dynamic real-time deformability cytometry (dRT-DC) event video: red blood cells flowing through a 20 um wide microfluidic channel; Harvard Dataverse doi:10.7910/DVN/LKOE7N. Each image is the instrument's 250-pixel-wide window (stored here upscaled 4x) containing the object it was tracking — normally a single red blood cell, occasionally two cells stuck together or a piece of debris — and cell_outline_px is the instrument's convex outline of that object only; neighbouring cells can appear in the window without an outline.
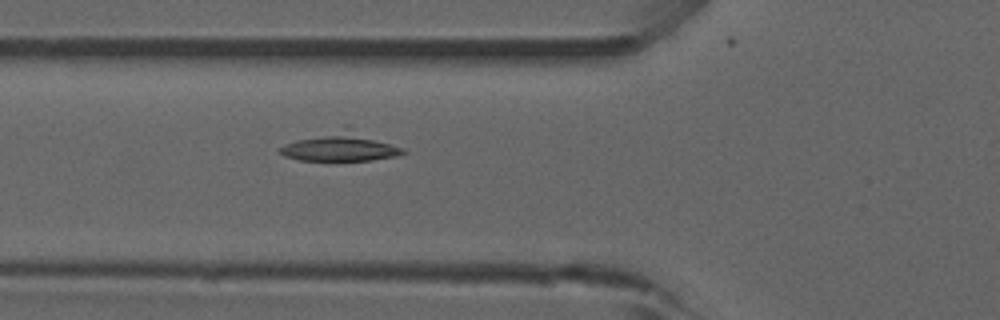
{"species": "common noctule bat (a hibernating species)", "species_latin": "Nyctalus noctula", "temperature_condition": "room temperature", "stored_images_in_passage": 37, "camera_frame_rate_fps": 3000, "um_per_image_px": 0.085, "animal": {"sex": "male", "forearm_length_mm": 52.5}, "frame": {"image": 1, "passage_image": 6, "time_ms": 1.667, "image_size_px": [1000, 320], "cell_outline_px": [[408, 152], [396, 156], [372, 160], [300, 160], [284, 156], [280, 152], [280, 148], [284, 144], [344, 124], [348, 124], [404, 148]], "centroid_in_image_um": [29.01, 12.41], "position_along_channel_um": 96.8, "area_um2": 21.44}}